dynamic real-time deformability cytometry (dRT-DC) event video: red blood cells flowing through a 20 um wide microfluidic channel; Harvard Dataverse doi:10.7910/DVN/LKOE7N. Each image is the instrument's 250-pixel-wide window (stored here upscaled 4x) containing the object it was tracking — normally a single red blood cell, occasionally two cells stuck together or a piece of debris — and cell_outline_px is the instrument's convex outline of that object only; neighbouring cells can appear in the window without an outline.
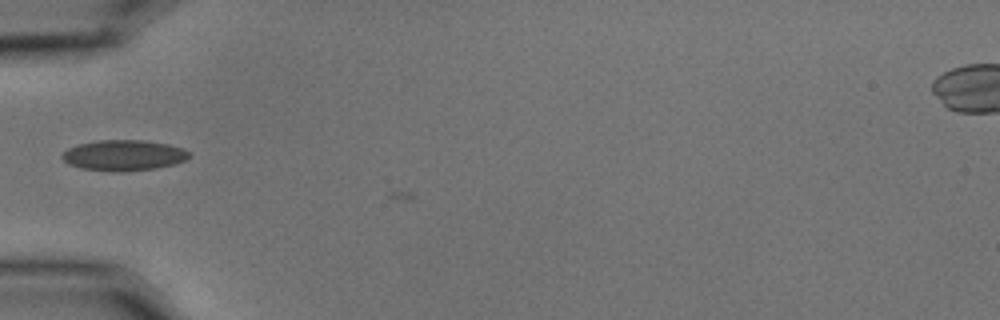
{"species": "common noctule bat (a hibernating species)", "species_latin": "Nyctalus noctula", "temperature_condition": "cold", "stored_images_in_passage": 2, "camera_frame_rate_fps": 3000, "um_per_image_px": 0.085, "animal": {"sex": "male", "body_mass_g": 15.6}, "frame": {"image": 1, "passage_image": 1, "time_ms": 0.0, "image_size_px": [1000, 320], "cell_outline_px": [[192, 156], [176, 164], [156, 168], [124, 172], [116, 172], [80, 168], [68, 164], [60, 156], [68, 148], [76, 144], [96, 140], [144, 140], [168, 144], [184, 148], [192, 152]], "centroid_in_image_um": [10.54, 13.2], "position_along_channel_um": 74.5, "area_um2": 23.12}}